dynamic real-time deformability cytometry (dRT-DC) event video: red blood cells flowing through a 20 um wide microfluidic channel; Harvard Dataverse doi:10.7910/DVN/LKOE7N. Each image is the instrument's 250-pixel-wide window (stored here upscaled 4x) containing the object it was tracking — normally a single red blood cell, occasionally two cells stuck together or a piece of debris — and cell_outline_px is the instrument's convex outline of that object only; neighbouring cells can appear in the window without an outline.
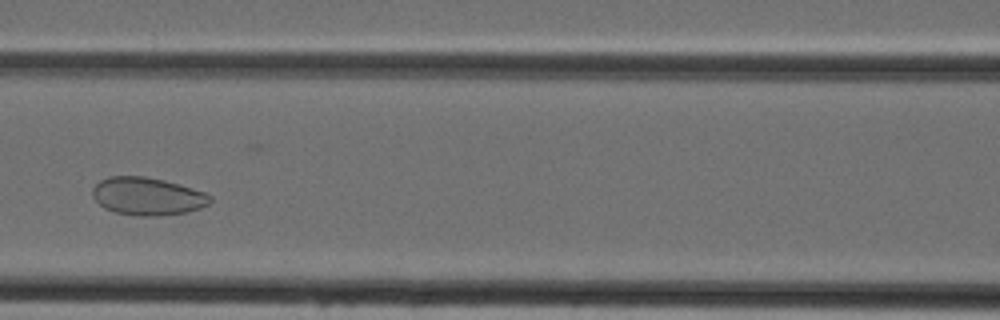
{"species": "Egyptian fruit bat (a non-hibernating species)", "species_latin": "Rousettus aegyptiacus", "temperature_condition": "cold", "stored_images_in_passage": 39, "camera_frame_rate_fps": 3000, "um_per_image_px": 0.085, "animal": {"sex": "female"}, "frame": {"image": 1, "passage_image": 13, "time_ms": 4.0, "image_size_px": [1000, 320], "cell_outline_px": [[212, 200], [208, 204], [200, 208], [184, 212], [156, 216], [140, 216], [116, 212], [104, 208], [92, 196], [92, 188], [100, 180], [108, 176], [144, 176], [164, 180], [192, 188], [204, 192], [212, 196]], "centroid_in_image_um": [12.51, 16.67], "position_along_channel_um": 154.1, "area_um2": 25.78}}
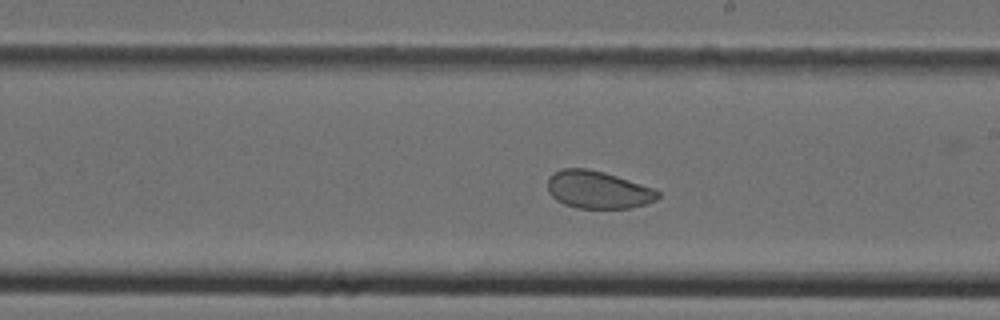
{"frame": {"image": 2, "passage_image": 19, "time_ms": 6.0, "image_size_px": [1000, 320], "cell_outline_px": [[660, 196], [656, 200], [644, 204], [628, 208], [576, 208], [564, 204], [556, 200], [548, 192], [548, 176], [552, 172], [564, 168], [588, 168], [604, 172], [652, 188], [660, 192]], "centroid_in_image_um": [50.78, 16.12], "position_along_channel_um": 238.2, "area_um2": 24.1}}
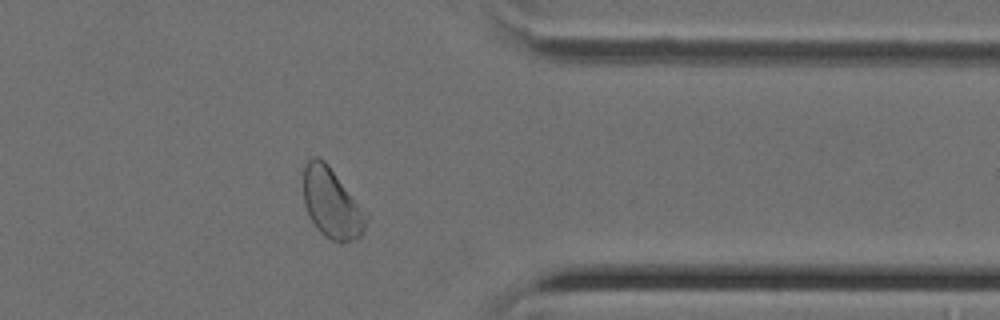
{"frame": {"image": 3, "passage_image": 30, "time_ms": 9.667, "image_size_px": [1000, 320], "cell_outline_px": [[368, 216], [364, 228], [360, 236], [352, 240], [332, 240], [324, 236], [316, 228], [308, 216], [304, 204], [304, 164], [312, 156], [316, 156], [324, 160], [328, 164], [368, 212]], "centroid_in_image_um": [28.19, 17.24], "position_along_channel_um": 383.2, "area_um2": 25.72}}